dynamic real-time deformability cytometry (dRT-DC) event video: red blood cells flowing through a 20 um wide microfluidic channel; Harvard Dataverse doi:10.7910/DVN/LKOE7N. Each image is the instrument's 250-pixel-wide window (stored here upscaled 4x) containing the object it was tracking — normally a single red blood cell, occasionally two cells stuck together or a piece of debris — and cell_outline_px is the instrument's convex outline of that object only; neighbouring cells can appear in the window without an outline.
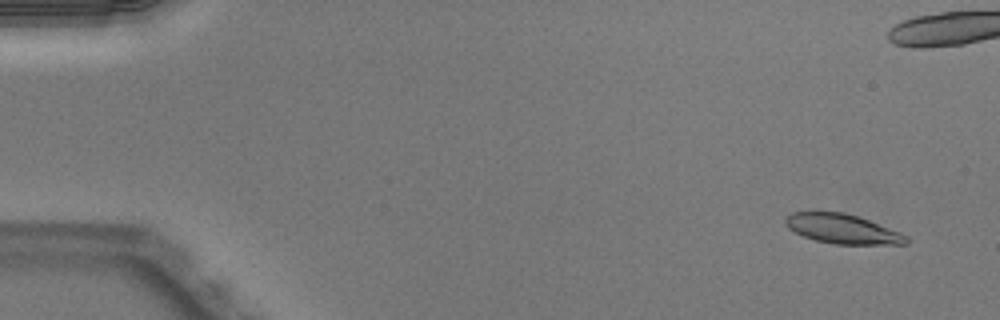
{"species": "Egyptian fruit bat (a non-hibernating species)", "species_latin": "Rousettus aegyptiacus", "temperature_condition": "warm", "stored_images_in_passage": 52, "camera_frame_rate_fps": 3000, "um_per_image_px": 0.085, "animal": {"sex": "male"}, "frame": {"image": 1, "passage_image": 3, "time_ms": 0.667, "image_size_px": [1000, 320], "cell_outline_px": [[908, 244], [832, 244], [816, 240], [804, 236], [788, 228], [784, 224], [784, 220], [792, 212], [840, 212], [856, 216], [868, 220], [900, 232], [908, 236]], "centroid_in_image_um": [71.6, 19.46], "position_along_channel_um": 13.4, "area_um2": 20.52}}
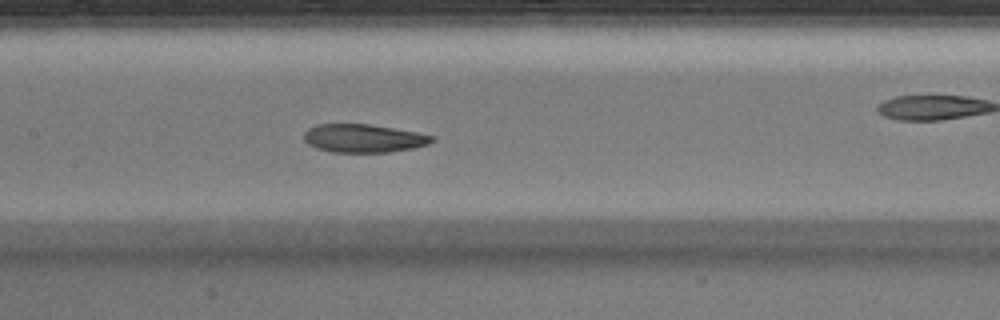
{"frame": {"image": 2, "passage_image": 25, "time_ms": 8.0, "image_size_px": [1000, 320], "cell_outline_px": [[436, 140], [428, 144], [416, 148], [388, 152], [332, 152], [316, 148], [308, 144], [304, 140], [304, 132], [308, 128], [316, 124], [368, 124], [416, 132], [436, 136]], "centroid_in_image_um": [30.91, 11.76], "position_along_channel_um": 176.5, "area_um2": 21.21}}
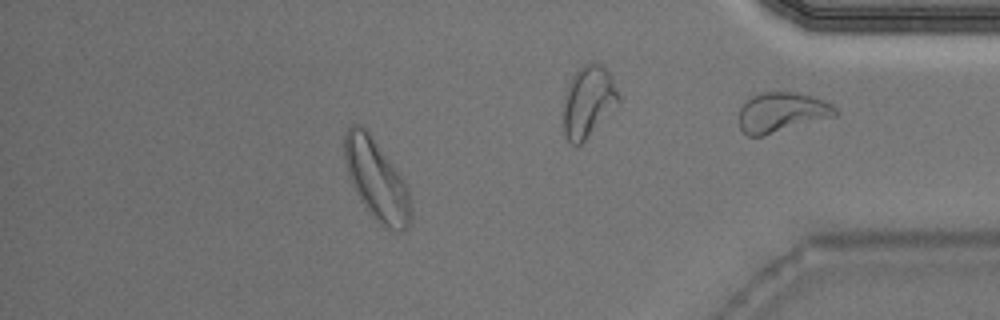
{"frame": {"image": 3, "passage_image": 45, "time_ms": 14.667, "image_size_px": [1000, 320], "cell_outline_px": [[412, 216], [408, 228], [404, 232], [396, 232], [384, 228], [368, 212], [360, 200], [352, 184], [344, 160], [344, 132], [352, 124], [360, 124], [368, 132], [404, 180], [408, 188], [412, 212]], "centroid_in_image_um": [32.01, 15.34], "position_along_channel_um": 403.2, "area_um2": 31.15}, "authors_computed_cell_mechanics": {"area_um2": 21.9929, "velocity_mm_per_s": 3.9864, "shape_relaxation_time_tau1_ms": 9.0206, "shape_relaxation_time_tau2_ms": 3.3405, "deformation_change_tau1": 0.208, "deformation_change_tau2": 0.0914}}